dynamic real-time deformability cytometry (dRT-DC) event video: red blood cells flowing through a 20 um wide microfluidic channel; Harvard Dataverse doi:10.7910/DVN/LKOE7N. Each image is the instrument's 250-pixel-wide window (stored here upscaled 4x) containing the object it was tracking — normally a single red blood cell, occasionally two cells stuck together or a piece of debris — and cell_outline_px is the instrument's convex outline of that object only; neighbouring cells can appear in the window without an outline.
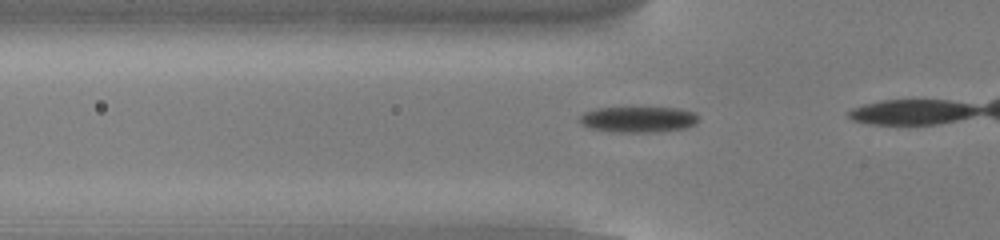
{"species": "common noctule bat (a hibernating species)", "species_latin": "Nyctalus noctula", "temperature_condition": "cold", "stored_images_in_passage": 15, "camera_frame_rate_fps": 3000, "um_per_image_px": 0.085, "animal": {"sex": "male", "body_mass_g": 13.0, "forearm_length_mm": 53.1}, "frame": {"image": 1, "passage_image": 13, "time_ms": 4.0, "image_size_px": [1000, 240], "cell_outline_px": [[700, 120], [696, 124], [688, 128], [660, 132], [612, 132], [588, 128], [580, 124], [580, 116], [584, 112], [596, 108], [676, 108], [696, 112]], "centroid_in_image_um": [54.29, 10.16], "position_along_channel_um": 71.5, "area_um2": 18.21}}